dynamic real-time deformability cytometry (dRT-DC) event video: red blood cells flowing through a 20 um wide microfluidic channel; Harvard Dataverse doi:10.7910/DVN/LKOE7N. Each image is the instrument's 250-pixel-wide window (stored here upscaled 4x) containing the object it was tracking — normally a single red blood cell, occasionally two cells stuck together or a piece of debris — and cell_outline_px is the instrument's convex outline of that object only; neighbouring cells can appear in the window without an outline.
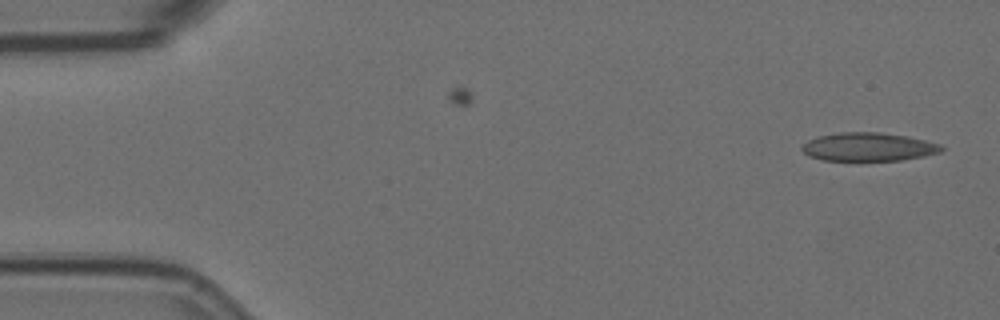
{"species": "Egyptian fruit bat (a non-hibernating species)", "species_latin": "Rousettus aegyptiacus", "temperature_condition": "room temperature", "stored_images_in_passage": 55, "camera_frame_rate_fps": 3000, "um_per_image_px": 0.085, "animal": {"sex": "female"}, "frame": {"image": 1, "passage_image": 1, "time_ms": 0.0, "image_size_px": [1000, 320], "cell_outline_px": [[944, 148], [940, 152], [924, 156], [900, 160], [824, 160], [808, 156], [800, 148], [808, 140], [816, 136], [840, 132], [880, 132], [908, 136], [940, 144]], "centroid_in_image_um": [73.8, 12.47], "position_along_channel_um": 11.2, "area_um2": 23.06}}
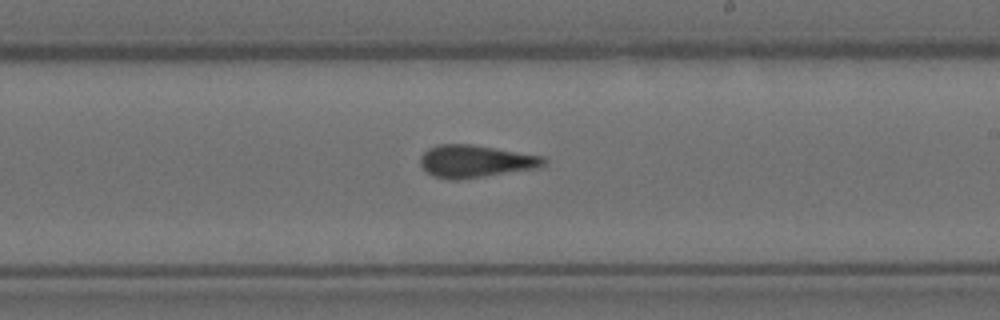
{"frame": {"image": 2, "passage_image": 31, "time_ms": 10.0, "image_size_px": [1000, 320], "cell_outline_px": [[548, 160], [540, 168], [456, 180], [448, 180], [432, 176], [420, 164], [420, 156], [428, 148], [440, 144], [472, 144], [544, 156]], "centroid_in_image_um": [40.43, 13.71], "position_along_channel_um": 248.6, "area_um2": 23.47}}
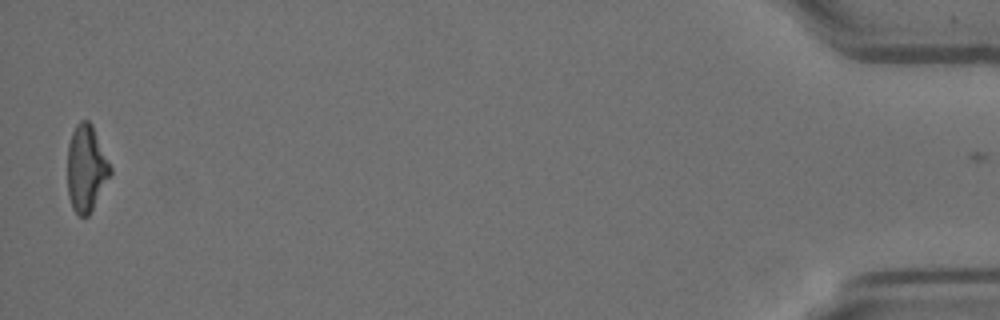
{"frame": {"image": 3, "passage_image": 54, "time_ms": 17.667, "image_size_px": [1000, 320], "cell_outline_px": [[112, 172], [88, 216], [80, 216], [72, 208], [68, 196], [68, 144], [72, 132], [76, 124], [80, 120], [88, 120], [92, 124], [112, 168]], "centroid_in_image_um": [7.32, 14.29], "position_along_channel_um": 427.9, "area_um2": 21.44}, "authors_computed_cell_mechanics": {"area_um2": 23.1778, "velocity_mm_per_s": 3.5692, "shape_relaxation_time_tau1_ms": null, "shape_relaxation_time_tau2_ms": 1.2695, "deformation_change_tau1": null, "deformation_change_tau2": 0.0659}}